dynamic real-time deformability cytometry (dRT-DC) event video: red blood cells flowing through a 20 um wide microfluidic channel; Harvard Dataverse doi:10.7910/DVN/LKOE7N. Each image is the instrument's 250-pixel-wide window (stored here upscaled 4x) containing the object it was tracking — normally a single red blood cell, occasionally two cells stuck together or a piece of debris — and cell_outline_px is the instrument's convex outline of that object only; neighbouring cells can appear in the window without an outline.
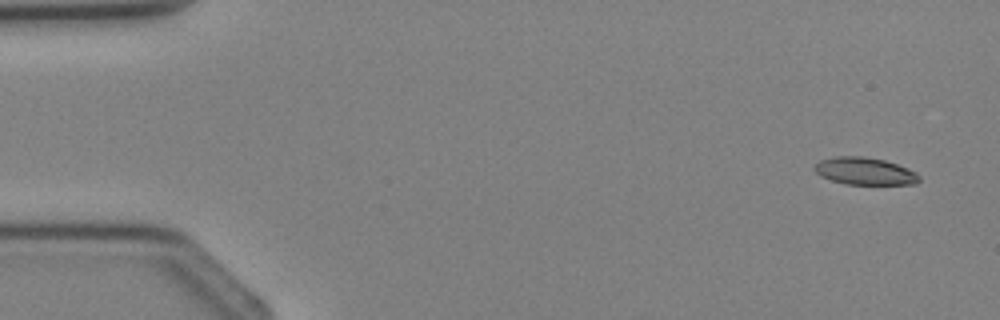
{"species": "Egyptian fruit bat (a non-hibernating species)", "species_latin": "Rousettus aegyptiacus", "temperature_condition": "cold", "stored_images_in_passage": 4, "camera_frame_rate_fps": 3000, "um_per_image_px": 0.085, "animal": {"sex": "female"}, "frame": {"image": 1, "passage_image": 1, "time_ms": 0.0, "image_size_px": [1000, 320], "cell_outline_px": [[920, 180], [916, 184], [844, 184], [820, 176], [812, 168], [820, 160], [836, 156], [864, 156], [884, 160], [908, 168], [916, 172], [920, 176]], "centroid_in_image_um": [73.5, 14.55], "position_along_channel_um": 11.5, "area_um2": 16.7}}
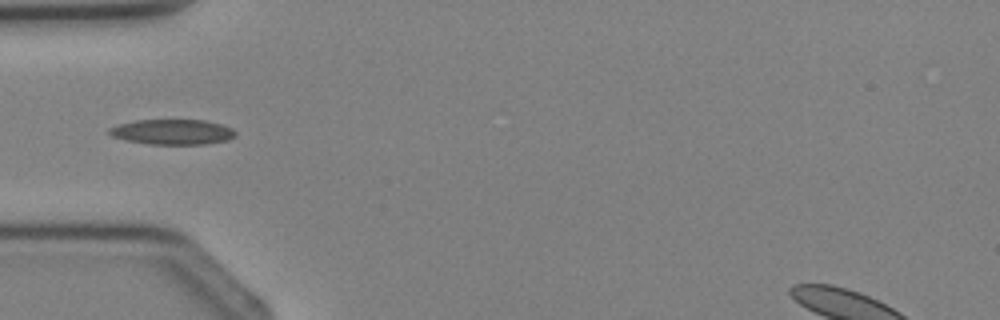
{"frame": {"image": 2, "passage_image": 4, "time_ms": 3.333, "image_size_px": [1000, 320], "cell_outline_px": [[236, 136], [228, 140], [204, 144], [148, 144], [124, 140], [112, 136], [108, 132], [108, 128], [120, 124], [136, 120], [204, 120], [220, 124], [232, 128], [236, 132]], "centroid_in_image_um": [14.66, 11.22], "position_along_channel_um": 70.3, "area_um2": 18.55}}